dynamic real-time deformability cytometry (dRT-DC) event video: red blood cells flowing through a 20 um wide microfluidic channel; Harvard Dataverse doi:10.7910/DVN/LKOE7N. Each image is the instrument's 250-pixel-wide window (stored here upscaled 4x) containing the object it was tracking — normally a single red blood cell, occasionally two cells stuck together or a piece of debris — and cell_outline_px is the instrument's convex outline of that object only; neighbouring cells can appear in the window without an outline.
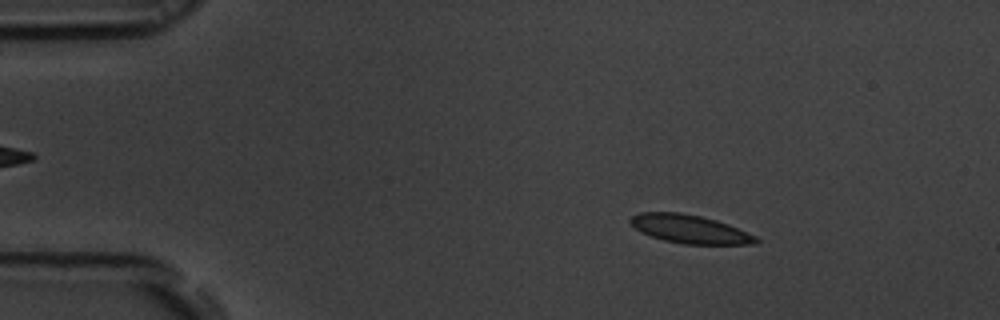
{"species": "common noctule bat (a hibernating species)", "species_latin": "Nyctalus noctula", "temperature_condition": "room temperature", "stored_images_in_passage": 55, "camera_frame_rate_fps": 3000, "um_per_image_px": 0.085, "animal": {"sex": "male", "body_mass_g": 19.5, "forearm_length_mm": 54.6}, "frame": {"image": 1, "passage_image": 8, "time_ms": 2.333, "image_size_px": [1000, 320], "cell_outline_px": [[760, 240], [756, 244], [684, 244], [664, 240], [640, 232], [628, 220], [632, 216], [640, 212], [680, 212], [700, 216], [716, 220], [728, 224], [756, 236]], "centroid_in_image_um": [58.63, 19.47], "position_along_channel_um": 26.4, "area_um2": 20.69}}
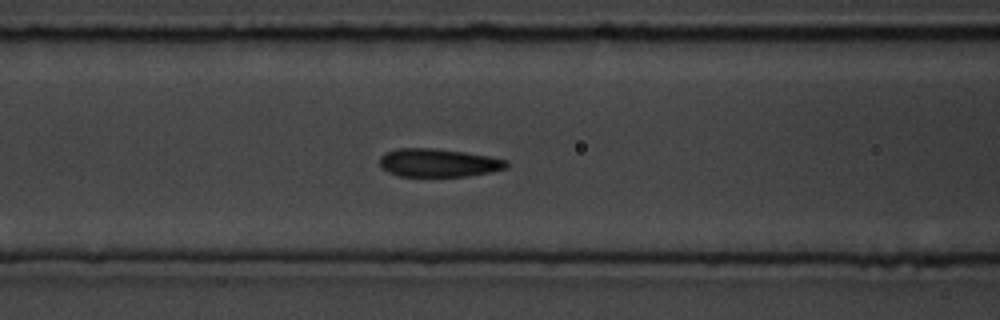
{"frame": {"image": 2, "passage_image": 22, "time_ms": 7.0, "image_size_px": [1000, 320], "cell_outline_px": [[508, 168], [468, 176], [400, 176], [388, 172], [380, 164], [380, 156], [384, 152], [400, 148], [432, 148], [464, 152], [488, 156], [508, 160]], "centroid_in_image_um": [37.26, 13.83], "position_along_channel_um": 129.3, "area_um2": 20.75}}
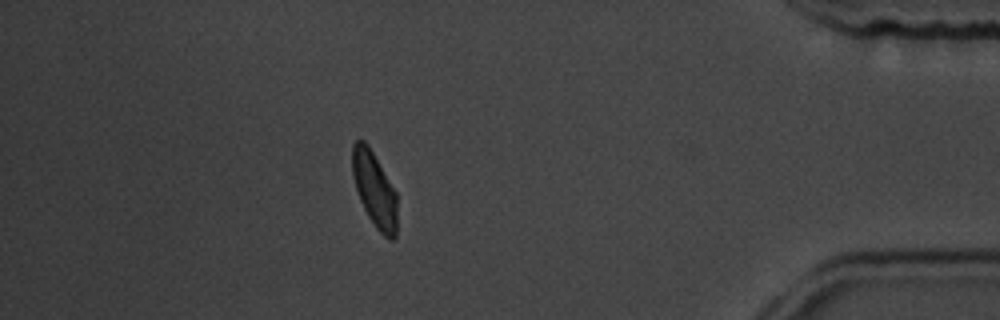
{"frame": {"image": 3, "passage_image": 48, "time_ms": 15.667, "image_size_px": [1000, 320], "cell_outline_px": [[396, 236], [392, 240], [388, 240], [376, 228], [368, 216], [360, 200], [352, 176], [352, 144], [356, 140], [364, 140], [368, 144], [396, 192]], "centroid_in_image_um": [31.82, 16.1], "position_along_channel_um": 403.4, "area_um2": 19.54}, "authors_computed_cell_mechanics": {"area_um2": 20.6346, "velocity_mm_per_s": 3.6713, "shape_relaxation_time_tau1_ms": 2.256, "shape_relaxation_time_tau2_ms": 0.8981, "deformation_change_tau1": 0.1216, "deformation_change_tau2": 0.0743}}